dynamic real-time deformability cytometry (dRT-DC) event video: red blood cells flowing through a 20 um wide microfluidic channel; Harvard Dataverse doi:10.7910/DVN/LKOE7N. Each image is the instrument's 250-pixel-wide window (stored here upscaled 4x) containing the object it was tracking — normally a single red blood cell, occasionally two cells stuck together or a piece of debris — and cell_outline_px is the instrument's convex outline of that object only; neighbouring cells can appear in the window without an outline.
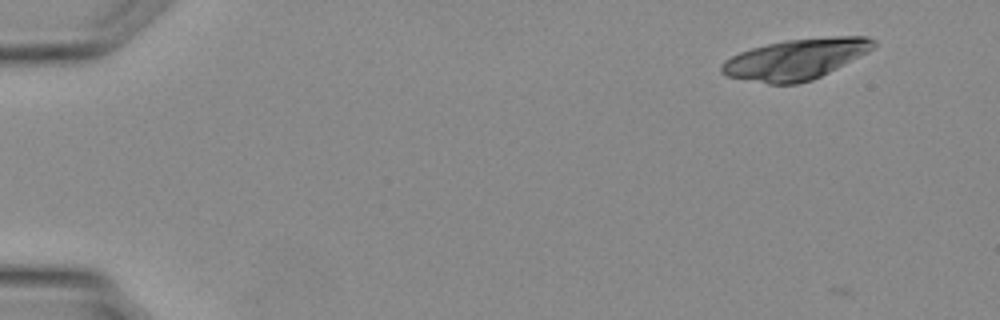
{"species": "Egyptian fruit bat (a non-hibernating species)", "species_latin": "Rousettus aegyptiacus", "temperature_condition": "warm", "stored_images_in_passage": 6, "camera_frame_rate_fps": 3000, "um_per_image_px": 0.085, "animal": {"sex": "female"}, "frame": {"image": 1, "passage_image": 2, "time_ms": 0.333, "image_size_px": [1000, 320], "cell_outline_px": [[876, 44], [868, 52], [812, 80], [796, 84], [768, 84], [728, 76], [720, 72], [720, 68], [724, 60], [740, 52], [752, 48], [768, 44], [788, 40], [832, 36], [868, 36], [876, 40]], "centroid_in_image_um": [67.65, 5.02], "position_along_channel_um": 17.4, "area_um2": 35.66}}